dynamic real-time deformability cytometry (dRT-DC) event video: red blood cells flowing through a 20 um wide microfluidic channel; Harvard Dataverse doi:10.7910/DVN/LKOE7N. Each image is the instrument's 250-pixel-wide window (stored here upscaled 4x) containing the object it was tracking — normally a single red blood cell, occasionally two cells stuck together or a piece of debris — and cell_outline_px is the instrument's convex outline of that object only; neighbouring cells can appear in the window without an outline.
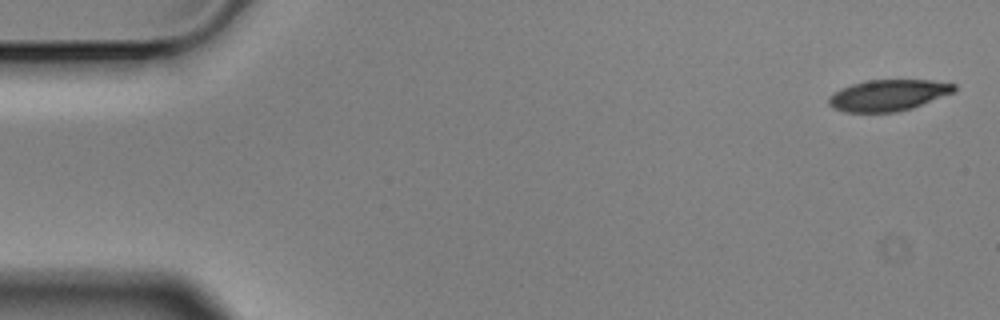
{"species": "Egyptian fruit bat (a non-hibernating species)", "species_latin": "Rousettus aegyptiacus", "temperature_condition": "cold", "stored_images_in_passage": 5, "camera_frame_rate_fps": 3000, "um_per_image_px": 0.085, "animal": {"sex": "male"}, "frame": {"image": 1, "passage_image": 1, "time_ms": 0.0, "image_size_px": [1000, 320], "cell_outline_px": [[956, 92], [912, 108], [896, 112], [844, 112], [828, 104], [828, 96], [840, 88], [852, 84], [868, 80], [932, 80], [956, 84]], "centroid_in_image_um": [75.52, 8.09], "position_along_channel_um": 9.5, "area_um2": 22.95}}
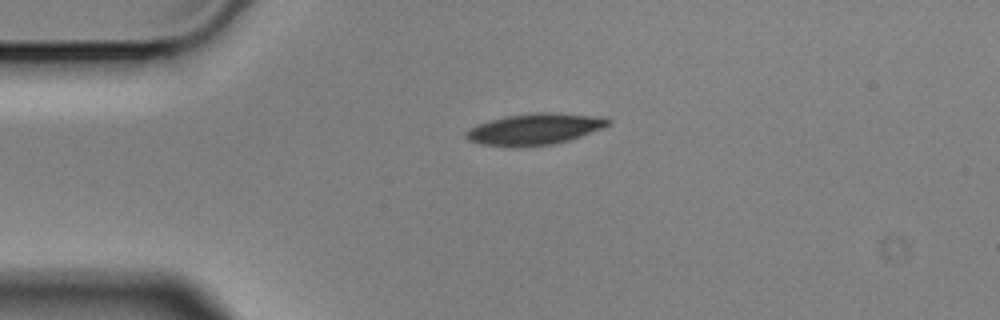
{"frame": {"image": 2, "passage_image": 4, "time_ms": 1.0, "image_size_px": [1000, 320], "cell_outline_px": [[612, 124], [604, 128], [568, 140], [552, 144], [480, 144], [468, 140], [464, 136], [464, 132], [480, 124], [504, 116], [536, 112], [560, 112], [588, 116], [612, 120]], "centroid_in_image_um": [45.49, 10.93], "position_along_channel_um": 39.5, "area_um2": 24.85}}